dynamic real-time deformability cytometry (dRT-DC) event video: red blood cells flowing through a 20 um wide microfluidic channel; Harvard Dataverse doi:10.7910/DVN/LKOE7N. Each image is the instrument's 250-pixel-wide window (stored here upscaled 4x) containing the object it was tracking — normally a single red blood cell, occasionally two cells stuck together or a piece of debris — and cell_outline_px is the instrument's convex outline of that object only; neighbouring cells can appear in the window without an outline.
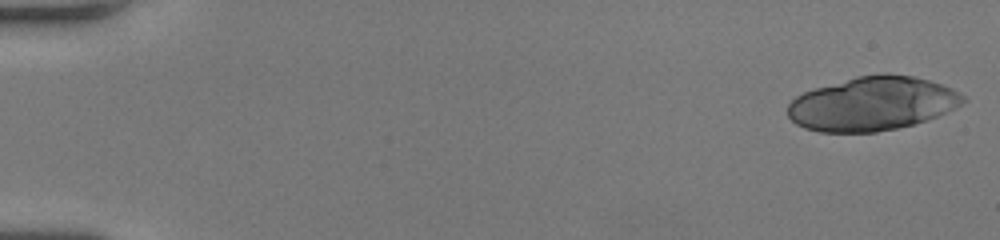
{"species": "human", "species_latin": "Homo sapiens", "temperature_condition": "room temperature", "stored_images_in_passage": 20, "camera_frame_rate_fps": 3000, "um_per_image_px": 0.085, "donor": {"sex": "female"}, "frame": {"image": 1, "passage_image": 1, "time_ms": 0.0, "image_size_px": [1000, 240], "cell_outline_px": [[968, 100], [928, 120], [896, 128], [876, 132], [820, 132], [804, 128], [796, 124], [788, 116], [788, 104], [796, 96], [804, 92], [816, 88], [856, 76], [880, 72], [888, 72], [912, 76], [928, 80], [952, 88], [960, 92]], "centroid_in_image_um": [74.13, 8.8], "position_along_channel_um": 10.9, "area_um2": 55.03}}